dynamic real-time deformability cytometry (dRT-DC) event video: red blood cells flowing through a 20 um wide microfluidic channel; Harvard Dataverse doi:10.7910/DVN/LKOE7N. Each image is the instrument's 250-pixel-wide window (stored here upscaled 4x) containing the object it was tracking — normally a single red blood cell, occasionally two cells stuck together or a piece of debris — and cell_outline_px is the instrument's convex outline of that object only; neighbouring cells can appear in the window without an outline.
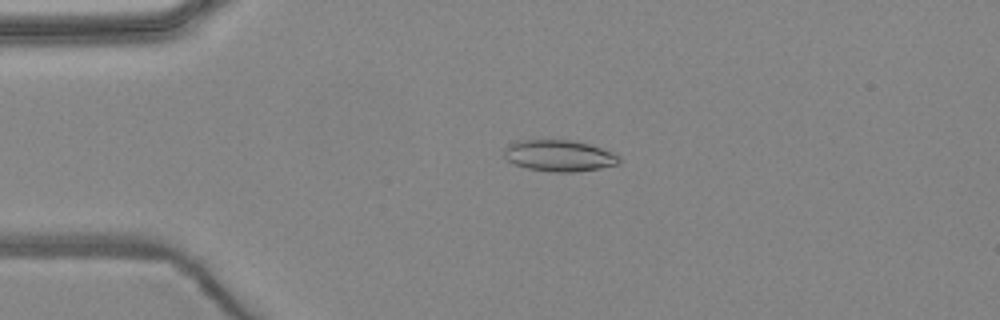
{"species": "common noctule bat (a hibernating species)", "species_latin": "Nyctalus noctula", "temperature_condition": "warm", "stored_images_in_passage": 6, "camera_frame_rate_fps": 3000, "um_per_image_px": 0.085, "animal": {"sex": "female", "body_mass_g": 24.6, "forearm_length_mm": 56.2}, "frame": {"image": 1, "passage_image": 4, "time_ms": 3.667, "image_size_px": [1000, 320], "cell_outline_px": [[620, 164], [600, 168], [572, 172], [552, 172], [528, 168], [512, 164], [504, 156], [504, 148], [508, 144], [516, 140], [572, 140], [588, 144], [612, 152], [620, 156]], "centroid_in_image_um": [47.5, 13.23], "position_along_channel_um": 37.5, "area_um2": 21.1}}
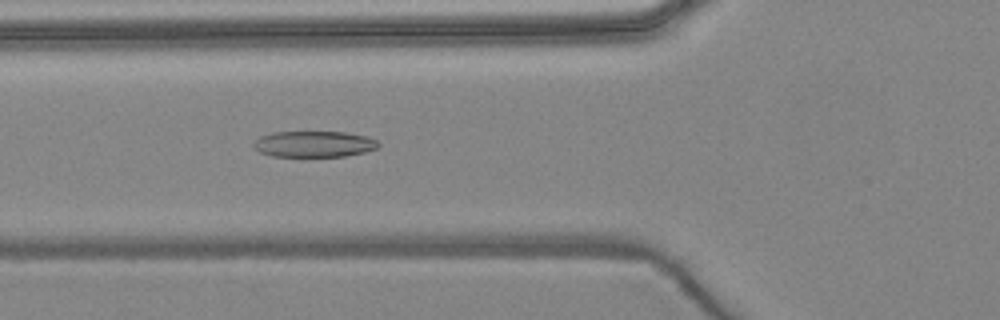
{"frame": {"image": 2, "passage_image": 6, "time_ms": 6.0, "image_size_px": [1000, 320], "cell_outline_px": [[380, 144], [376, 148], [364, 152], [344, 156], [272, 156], [260, 152], [252, 144], [260, 136], [272, 132], [344, 132], [364, 136], [376, 140]], "centroid_in_image_um": [26.67, 12.24], "position_along_channel_um": 99.1, "area_um2": 18.73}}